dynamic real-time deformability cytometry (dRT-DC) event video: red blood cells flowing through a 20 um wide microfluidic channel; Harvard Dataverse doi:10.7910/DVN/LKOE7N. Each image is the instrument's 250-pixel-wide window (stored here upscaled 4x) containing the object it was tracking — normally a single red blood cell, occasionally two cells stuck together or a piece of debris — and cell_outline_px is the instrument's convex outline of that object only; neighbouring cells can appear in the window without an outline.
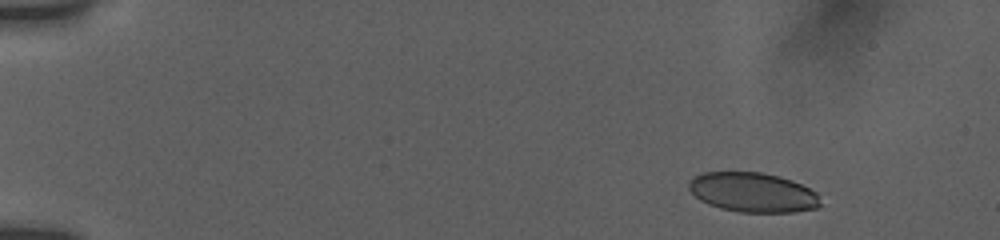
{"species": "human", "species_latin": "Homo sapiens", "temperature_condition": "room temperature", "stored_images_in_passage": 15, "camera_frame_rate_fps": 3000, "um_per_image_px": 0.085, "donor": {"sex": "female"}, "frame": {"image": 1, "passage_image": 2, "time_ms": 1.0, "image_size_px": [1000, 240], "cell_outline_px": [[820, 204], [816, 208], [792, 212], [740, 212], [720, 208], [708, 204], [700, 200], [688, 188], [688, 184], [696, 176], [704, 172], [760, 172], [792, 180], [816, 192]], "centroid_in_image_um": [63.97, 16.35], "position_along_channel_um": 21.0, "area_um2": 30.0}}
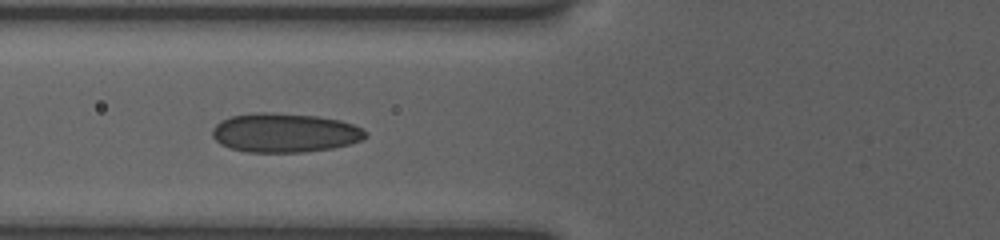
{"frame": {"image": 2, "passage_image": 9, "time_ms": 6.333, "image_size_px": [1000, 240], "cell_outline_px": [[368, 136], [360, 140], [348, 144], [332, 148], [304, 152], [248, 152], [232, 148], [220, 144], [212, 136], [212, 128], [220, 120], [228, 116], [256, 112], [268, 112], [316, 116], [340, 120], [352, 124], [368, 132]], "centroid_in_image_um": [24.17, 11.28], "position_along_channel_um": 101.6, "area_um2": 34.97}}
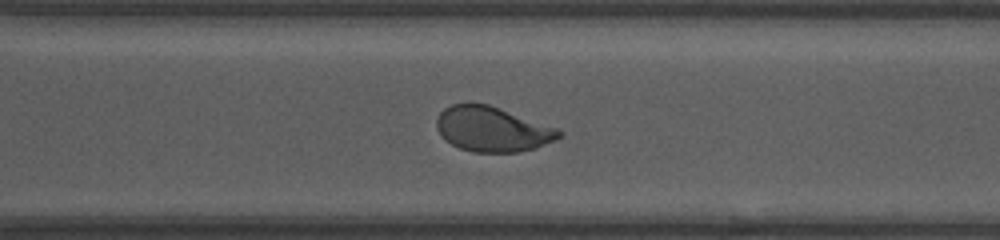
{"frame": {"image": 3, "passage_image": 15, "time_ms": 12.333, "image_size_px": [1000, 240], "cell_outline_px": [[564, 132], [556, 140], [536, 148], [516, 152], [472, 152], [460, 148], [444, 140], [440, 136], [436, 128], [436, 120], [440, 112], [444, 108], [452, 104], [468, 100], [472, 100], [488, 104], [556, 128]], "centroid_in_image_um": [41.78, 10.95], "position_along_channel_um": 328.8, "area_um2": 32.48}}